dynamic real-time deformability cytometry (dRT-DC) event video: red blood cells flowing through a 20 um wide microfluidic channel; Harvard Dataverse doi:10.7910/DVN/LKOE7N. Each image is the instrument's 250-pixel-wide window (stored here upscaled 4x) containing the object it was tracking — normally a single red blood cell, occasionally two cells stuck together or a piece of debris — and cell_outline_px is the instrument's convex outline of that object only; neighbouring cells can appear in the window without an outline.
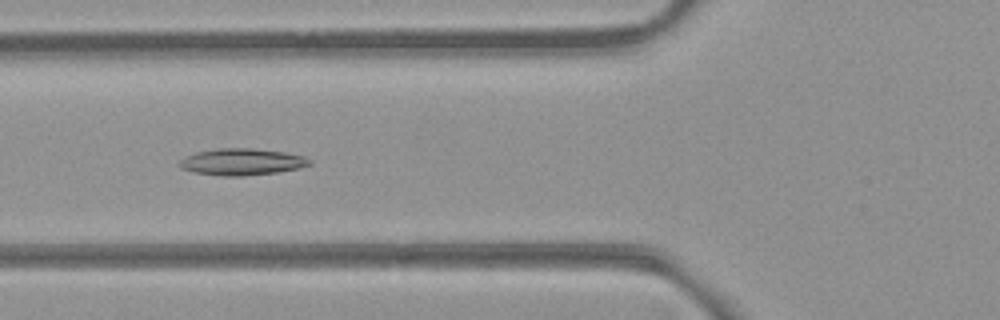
{"species": "common noctule bat (a hibernating species)", "species_latin": "Nyctalus noctula", "temperature_condition": "room temperature", "stored_images_in_passage": 40, "camera_frame_rate_fps": 3000, "um_per_image_px": 0.085, "animal": {"sex": "female", "body_mass_g": 21.9}, "frame": {"image": 1, "passage_image": 7, "time_ms": 2.0, "image_size_px": [1000, 320], "cell_outline_px": [[312, 164], [300, 168], [276, 172], [240, 176], [220, 176], [192, 172], [180, 168], [176, 164], [180, 160], [196, 152], [216, 148], [252, 148], [284, 152], [304, 156], [312, 160]], "centroid_in_image_um": [20.54, 13.76], "position_along_channel_um": 105.3, "area_um2": 20.35}}
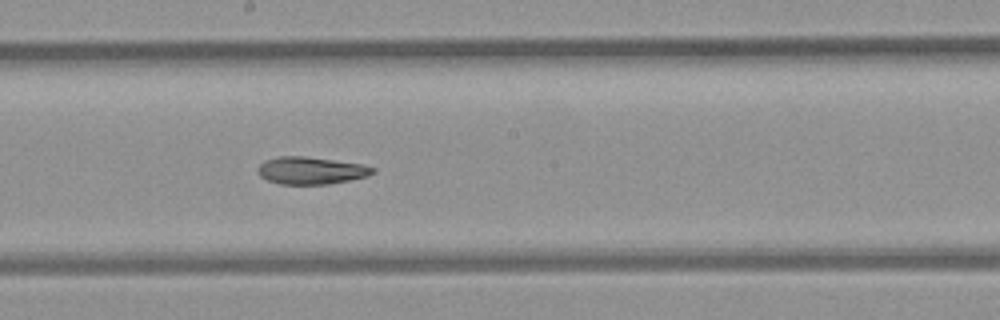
{"frame": {"image": 2, "passage_image": 16, "time_ms": 5.0, "image_size_px": [1000, 320], "cell_outline_px": [[376, 172], [368, 176], [328, 184], [280, 184], [268, 180], [260, 176], [256, 172], [256, 168], [264, 160], [280, 156], [304, 156], [364, 164], [376, 168]], "centroid_in_image_um": [26.43, 14.49], "position_along_channel_um": 221.8, "area_um2": 18.44}}
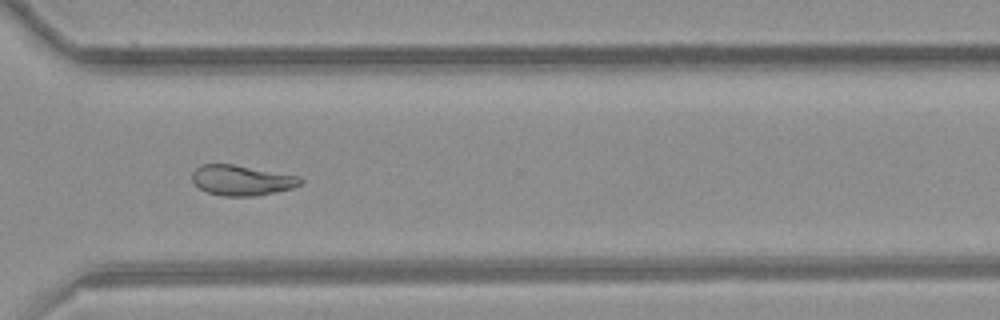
{"frame": {"image": 3, "passage_image": 26, "time_ms": 8.333, "image_size_px": [1000, 320], "cell_outline_px": [[304, 184], [292, 188], [276, 192], [256, 196], [220, 196], [208, 192], [200, 188], [192, 180], [192, 172], [200, 164], [232, 164], [300, 176], [304, 180]], "centroid_in_image_um": [20.58, 15.32], "position_along_channel_um": 350.0, "area_um2": 19.25}, "authors_computed_cell_mechanics": {"area_um2": 19.2474, "velocity_mm_per_s": 3.8633, "shape_relaxation_time_tau1_ms": null, "shape_relaxation_time_tau2_ms": 7.7572, "deformation_change_tau1": null, "deformation_change_tau2": 0.1644}}